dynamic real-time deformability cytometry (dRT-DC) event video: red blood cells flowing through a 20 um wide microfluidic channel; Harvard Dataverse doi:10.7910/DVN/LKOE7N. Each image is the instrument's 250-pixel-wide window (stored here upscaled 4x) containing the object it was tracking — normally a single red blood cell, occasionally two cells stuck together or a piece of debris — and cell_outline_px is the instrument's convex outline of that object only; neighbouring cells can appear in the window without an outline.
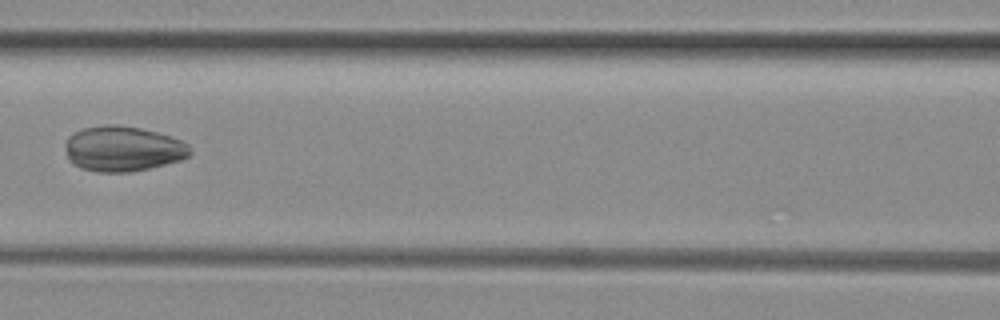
{"species": "common noctule bat (a hibernating species)", "species_latin": "Nyctalus noctula", "temperature_condition": "room temperature", "stored_images_in_passage": 8, "segment_of_instrument_passage": [1, 2], "camera_frame_rate_fps": 3000, "um_per_image_px": 0.085, "animal": {"sex": "female", "body_mass_g": 29.2, "forearm_length_mm": 56.3}, "frame": {"image": 1, "passage_image": 7, "time_ms": 2.0, "image_size_px": [1000, 320], "cell_outline_px": [[192, 152], [188, 156], [180, 160], [132, 172], [96, 172], [80, 168], [72, 164], [68, 160], [64, 144], [68, 136], [84, 128], [104, 124], [120, 124], [140, 128], [172, 136], [188, 144], [192, 148]], "centroid_in_image_um": [10.42, 12.64], "position_along_channel_um": 156.2, "area_um2": 33.23}}